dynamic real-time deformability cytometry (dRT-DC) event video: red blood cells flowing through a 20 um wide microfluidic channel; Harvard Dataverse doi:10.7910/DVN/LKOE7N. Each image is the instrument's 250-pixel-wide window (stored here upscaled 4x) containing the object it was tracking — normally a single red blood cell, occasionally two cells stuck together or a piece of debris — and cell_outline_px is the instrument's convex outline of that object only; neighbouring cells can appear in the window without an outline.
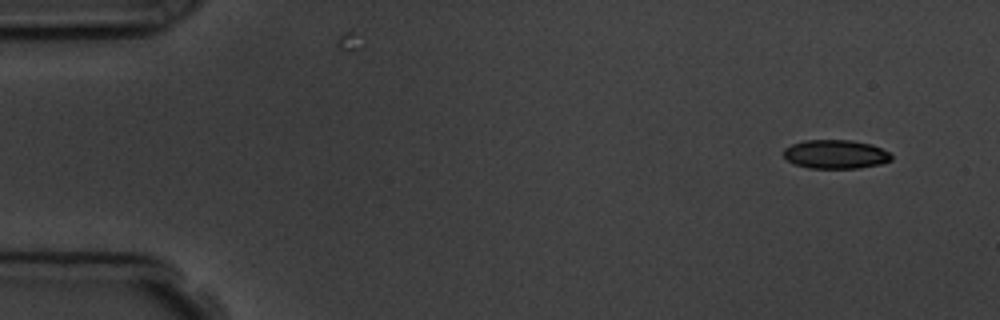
{"species": "common noctule bat (a hibernating species)", "species_latin": "Nyctalus noctula", "temperature_condition": "room temperature", "stored_images_in_passage": 5, "segment_of_instrument_passage": [1, 2], "camera_frame_rate_fps": 3000, "um_per_image_px": 0.085, "animal": {"sex": "male", "body_mass_g": 19.5, "forearm_length_mm": 54.6}, "frame": {"image": 1, "passage_image": 1, "time_ms": 0.0, "image_size_px": [1000, 320], "cell_outline_px": [[892, 160], [880, 164], [860, 168], [808, 168], [796, 164], [788, 160], [784, 156], [784, 148], [792, 144], [804, 140], [852, 140], [872, 144], [888, 152], [892, 156]], "centroid_in_image_um": [71.03, 13.11], "position_along_channel_um": 14.0, "area_um2": 18.09}}
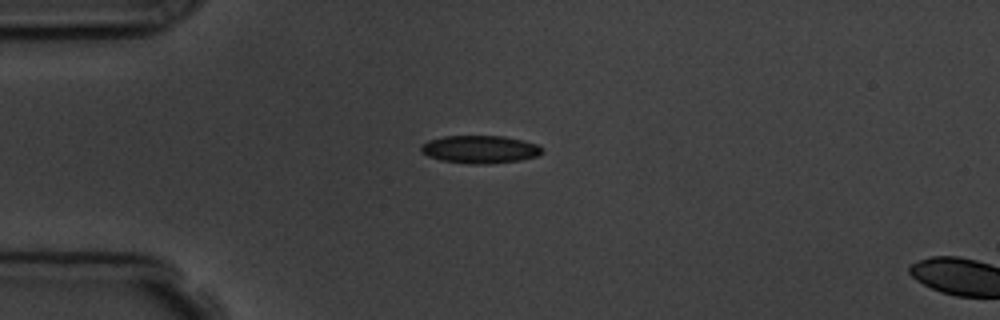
{"frame": {"image": 2, "passage_image": 4, "time_ms": 3.333, "image_size_px": [1000, 320], "cell_outline_px": [[544, 152], [536, 156], [520, 160], [488, 164], [468, 164], [440, 160], [428, 156], [420, 152], [420, 148], [428, 140], [444, 136], [504, 136], [524, 140], [536, 144], [544, 148]], "centroid_in_image_um": [40.81, 12.7], "position_along_channel_um": 44.2, "area_um2": 19.77}}